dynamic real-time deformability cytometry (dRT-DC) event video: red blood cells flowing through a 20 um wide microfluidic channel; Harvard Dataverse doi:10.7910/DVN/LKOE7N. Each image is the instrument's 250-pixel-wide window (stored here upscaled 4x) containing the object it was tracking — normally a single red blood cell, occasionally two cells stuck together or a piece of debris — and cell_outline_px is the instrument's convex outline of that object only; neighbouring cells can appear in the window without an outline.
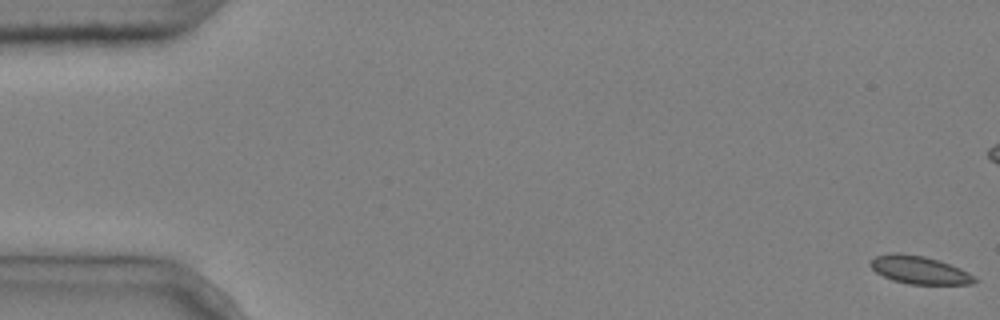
{"species": "common noctule bat (a hibernating species)", "species_latin": "Nyctalus noctula", "temperature_condition": "cold", "stored_images_in_passage": 11, "camera_frame_rate_fps": 3000, "um_per_image_px": 0.085, "animal": {"sex": "male", "body_mass_g": 20.4}, "frame": {"image": 1, "passage_image": 1, "time_ms": 0.0, "image_size_px": [1000, 320], "cell_outline_px": [[980, 280], [972, 284], [908, 284], [892, 280], [876, 272], [868, 264], [876, 256], [892, 252], [900, 252], [924, 256], [940, 260], [960, 268], [968, 272]], "centroid_in_image_um": [78.16, 22.94], "position_along_channel_um": 6.8, "area_um2": 17.11}}
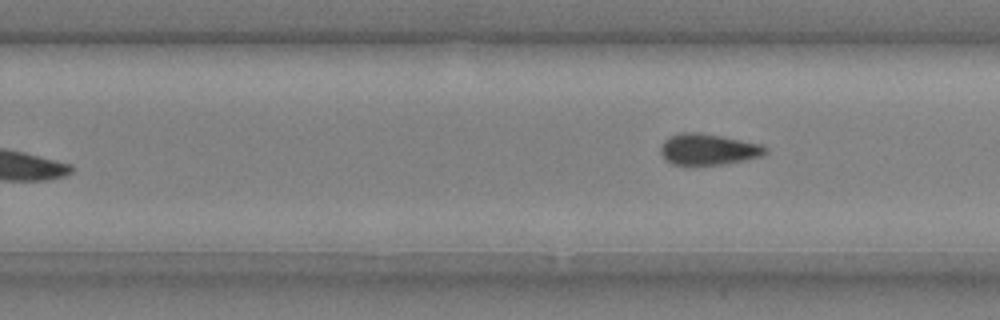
{"frame": {"image": 2, "passage_image": 11, "time_ms": 3.333, "image_size_px": [1000, 320], "cell_outline_px": [[768, 152], [764, 156], [744, 160], [720, 164], [672, 164], [660, 152], [660, 148], [664, 140], [680, 132], [696, 132], [720, 136], [760, 144], [768, 148]], "centroid_in_image_um": [60.23, 12.69], "position_along_channel_um": 269.6, "area_um2": 18.67}}